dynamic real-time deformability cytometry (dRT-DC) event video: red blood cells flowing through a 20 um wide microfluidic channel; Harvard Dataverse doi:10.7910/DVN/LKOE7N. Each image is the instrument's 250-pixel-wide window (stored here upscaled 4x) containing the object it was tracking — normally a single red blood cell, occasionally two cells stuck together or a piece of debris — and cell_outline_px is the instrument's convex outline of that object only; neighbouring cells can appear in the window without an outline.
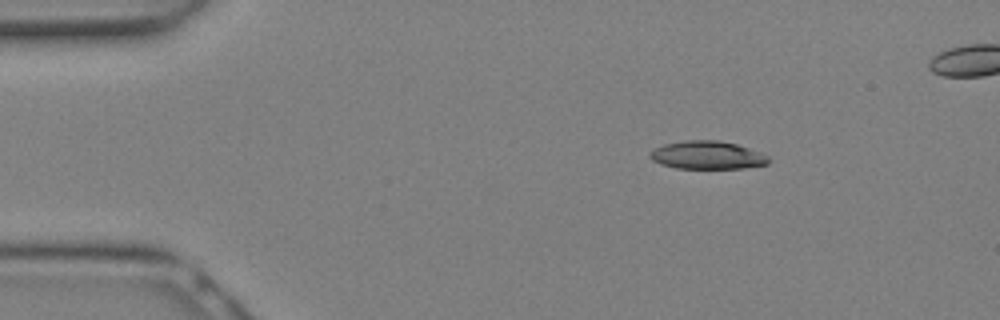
{"species": "Egyptian fruit bat (a non-hibernating species)", "species_latin": "Rousettus aegyptiacus", "temperature_condition": "warm", "stored_images_in_passage": 7, "camera_frame_rate_fps": 3000, "um_per_image_px": 0.085, "animal": {"sex": "female"}, "frame": {"image": 1, "passage_image": 1, "time_ms": 0.0, "image_size_px": [1000, 320], "cell_outline_px": [[768, 164], [744, 168], [676, 168], [660, 164], [652, 160], [648, 156], [648, 152], [664, 144], [684, 140], [720, 140], [736, 144], [748, 148], [768, 156]], "centroid_in_image_um": [60.07, 13.18], "position_along_channel_um": 24.9, "area_um2": 19.36}}
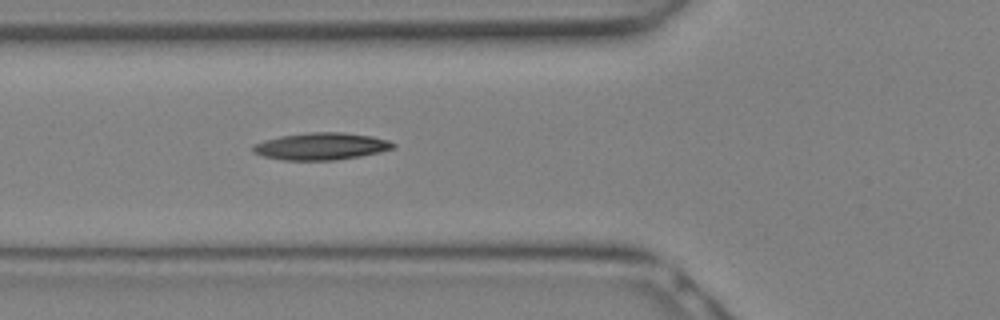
{"frame": {"image": 2, "passage_image": 7, "time_ms": 2.0, "image_size_px": [1000, 320], "cell_outline_px": [[396, 148], [380, 152], [360, 156], [336, 160], [280, 160], [264, 156], [252, 152], [252, 144], [264, 140], [280, 136], [308, 132], [340, 132], [372, 136], [388, 140], [396, 144]], "centroid_in_image_um": [27.29, 12.43], "position_along_channel_um": 98.5, "area_um2": 22.31}}